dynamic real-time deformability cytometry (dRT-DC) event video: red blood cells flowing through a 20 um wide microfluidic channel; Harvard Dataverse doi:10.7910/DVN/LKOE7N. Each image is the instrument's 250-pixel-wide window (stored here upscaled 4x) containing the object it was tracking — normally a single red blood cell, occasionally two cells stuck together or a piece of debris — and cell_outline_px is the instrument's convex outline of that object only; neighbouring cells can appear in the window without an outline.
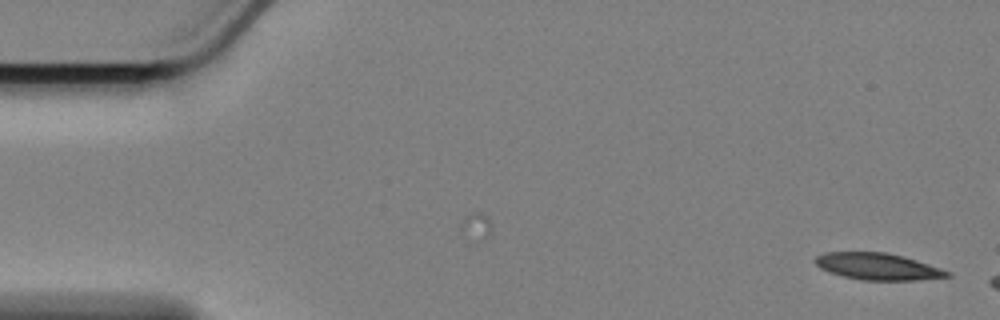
{"species": "Egyptian fruit bat (a non-hibernating species)", "species_latin": "Rousettus aegyptiacus", "temperature_condition": "cold", "stored_images_in_passage": 8, "camera_frame_rate_fps": 3000, "um_per_image_px": 0.085, "animal": {"sex": "female"}, "frame": {"image": 1, "passage_image": 1, "time_ms": 0.0, "image_size_px": [1000, 320], "cell_outline_px": [[952, 276], [916, 280], [860, 280], [828, 272], [820, 268], [812, 260], [816, 256], [824, 252], [884, 252], [904, 256], [952, 272]], "centroid_in_image_um": [74.58, 22.65], "position_along_channel_um": 10.4, "area_um2": 20.63}}